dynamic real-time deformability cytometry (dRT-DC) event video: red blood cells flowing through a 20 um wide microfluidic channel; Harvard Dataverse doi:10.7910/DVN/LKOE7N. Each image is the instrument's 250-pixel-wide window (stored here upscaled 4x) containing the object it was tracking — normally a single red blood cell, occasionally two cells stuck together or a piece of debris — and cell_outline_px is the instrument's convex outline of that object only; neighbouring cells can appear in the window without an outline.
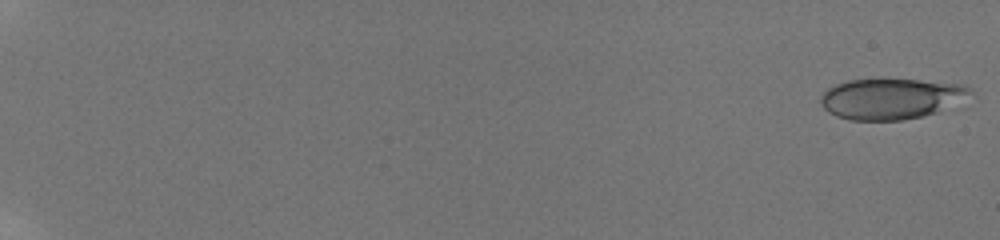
{"species": "human", "species_latin": "Homo sapiens", "temperature_condition": "room temperature", "stored_images_in_passage": 58, "camera_frame_rate_fps": 3000, "um_per_image_px": 0.085, "donor": {"sex": "male"}, "frame": {"image": 1, "passage_image": 1, "time_ms": 0.0, "image_size_px": [1000, 240], "cell_outline_px": [[976, 96], [964, 108], [924, 116], [900, 120], [848, 120], [836, 116], [828, 112], [824, 108], [820, 100], [820, 96], [828, 88], [836, 84], [848, 80], [920, 80], [964, 84], [972, 88]], "centroid_in_image_um": [76.0, 8.41], "position_along_channel_um": 9.0, "area_um2": 37.05}}
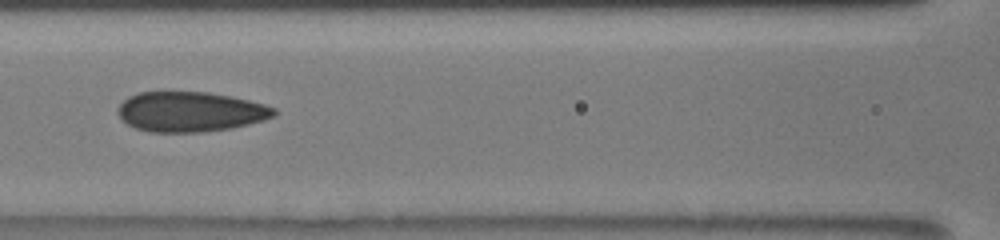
{"frame": {"image": 2, "passage_image": 31, "time_ms": 10.0, "image_size_px": [1000, 240], "cell_outline_px": [[276, 116], [264, 120], [232, 128], [200, 132], [148, 132], [136, 128], [128, 124], [116, 112], [116, 108], [128, 96], [140, 92], [208, 92], [232, 96], [264, 104], [276, 108]], "centroid_in_image_um": [16.18, 9.49], "position_along_channel_um": 150.4, "area_um2": 36.53}}
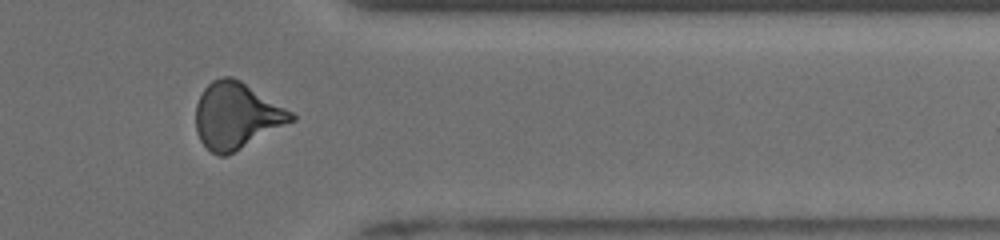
{"frame": {"image": 3, "passage_image": 50, "time_ms": 16.333, "image_size_px": [1000, 240], "cell_outline_px": [[296, 120], [224, 156], [216, 156], [200, 140], [196, 132], [196, 104], [204, 88], [212, 80], [220, 76], [232, 76], [240, 80], [292, 112], [296, 116]], "centroid_in_image_um": [20.08, 9.81], "position_along_channel_um": 391.3, "area_um2": 36.47}, "authors_computed_cell_mechanics": {"area_um2": 35.7782, "velocity_mm_per_s": 3.8679, "shape_relaxation_time_tau1_ms": 7.2503, "shape_relaxation_time_tau2_ms": 1.756, "deformation_change_tau1": 0.1608, "deformation_change_tau2": 0.0733}}